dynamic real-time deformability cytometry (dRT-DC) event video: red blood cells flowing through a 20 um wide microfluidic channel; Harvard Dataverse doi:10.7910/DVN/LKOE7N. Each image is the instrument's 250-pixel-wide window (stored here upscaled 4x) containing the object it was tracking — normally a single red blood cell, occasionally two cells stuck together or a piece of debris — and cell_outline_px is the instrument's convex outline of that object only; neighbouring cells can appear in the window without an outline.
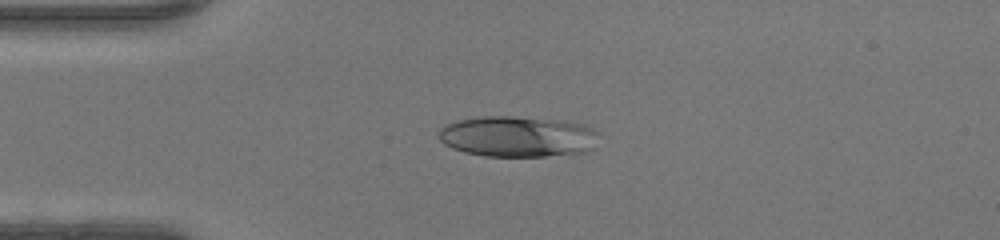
{"species": "human", "species_latin": "Homo sapiens", "temperature_condition": "warm", "stored_images_in_passage": 39, "camera_frame_rate_fps": 3000, "um_per_image_px": 0.085, "donor": {"sex": "female"}, "frame": {"image": 1, "passage_image": 3, "time_ms": 0.667, "image_size_px": [1000, 240], "cell_outline_px": [[600, 132], [592, 148], [584, 152], [544, 156], [484, 156], [464, 152], [452, 148], [444, 144], [440, 140], [440, 128], [444, 124], [460, 120], [484, 116], [512, 116], [556, 120], [584, 124]], "centroid_in_image_um": [43.99, 11.6], "position_along_channel_um": 41.0, "area_um2": 38.03}}
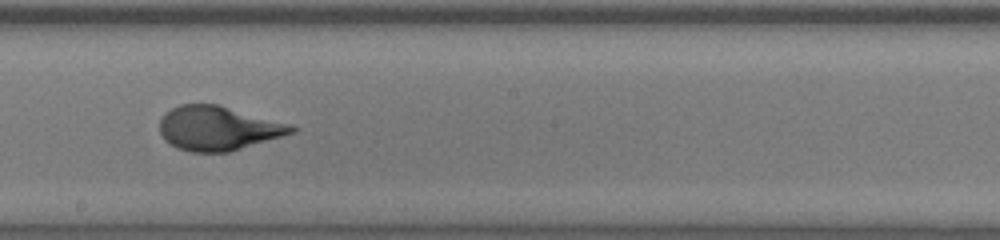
{"frame": {"image": 2, "passage_image": 18, "time_ms": 5.667, "image_size_px": [1000, 240], "cell_outline_px": [[300, 128], [296, 132], [228, 152], [192, 152], [176, 148], [164, 140], [160, 132], [160, 120], [172, 108], [180, 104], [216, 104], [288, 124]], "centroid_in_image_um": [18.52, 10.92], "position_along_channel_um": 229.7, "area_um2": 33.52}}
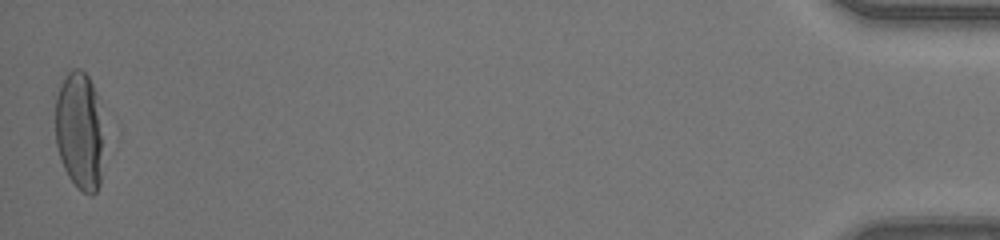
{"frame": {"image": 3, "passage_image": 39, "time_ms": 12.667, "image_size_px": [1000, 240], "cell_outline_px": [[104, 136], [100, 184], [96, 192], [92, 196], [88, 196], [68, 176], [60, 160], [56, 144], [56, 96], [60, 84], [68, 72], [72, 68], [80, 68], [88, 76], [96, 92]], "centroid_in_image_um": [6.78, 11.12], "position_along_channel_um": 428.4, "area_um2": 33.64}, "authors_computed_cell_mechanics": {"area_um2": 34.0442, "velocity_mm_per_s": 4.2671, "shape_relaxation_time_tau1_ms": 5.0823, "shape_relaxation_time_tau2_ms": null, "deformation_change_tau1": 0.2642, "deformation_change_tau2": null}}